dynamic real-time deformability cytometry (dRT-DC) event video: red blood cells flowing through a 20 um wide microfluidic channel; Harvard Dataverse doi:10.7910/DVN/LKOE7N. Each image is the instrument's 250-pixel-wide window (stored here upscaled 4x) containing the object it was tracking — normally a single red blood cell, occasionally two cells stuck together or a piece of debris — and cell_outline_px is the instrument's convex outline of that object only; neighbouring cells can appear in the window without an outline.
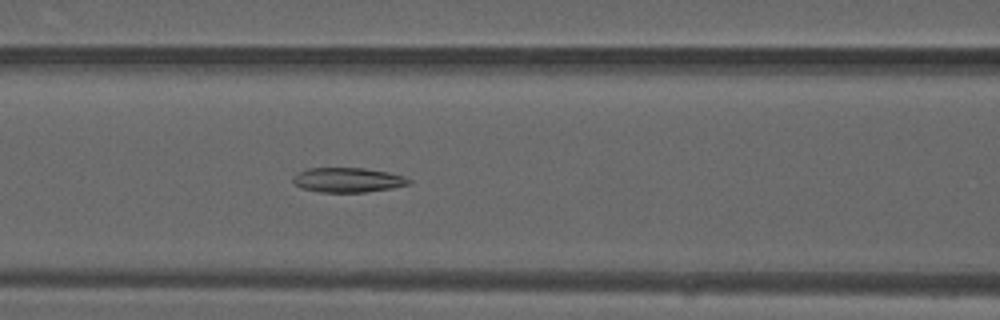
{"species": "common noctule bat (a hibernating species)", "species_latin": "Nyctalus noctula", "temperature_condition": "warm", "stored_images_in_passage": 48, "camera_frame_rate_fps": 3000, "um_per_image_px": 0.085, "animal": {"sex": "male", "forearm_length_mm": 52.5}, "frame": {"image": 1, "passage_image": 20, "time_ms": 6.333, "image_size_px": [1000, 320], "cell_outline_px": [[412, 184], [392, 188], [364, 192], [320, 192], [304, 188], [296, 184], [292, 180], [292, 176], [296, 172], [308, 168], [364, 168], [388, 172], [404, 176], [412, 180]], "centroid_in_image_um": [29.58, 15.29], "position_along_channel_um": 137.0, "area_um2": 16.7}}
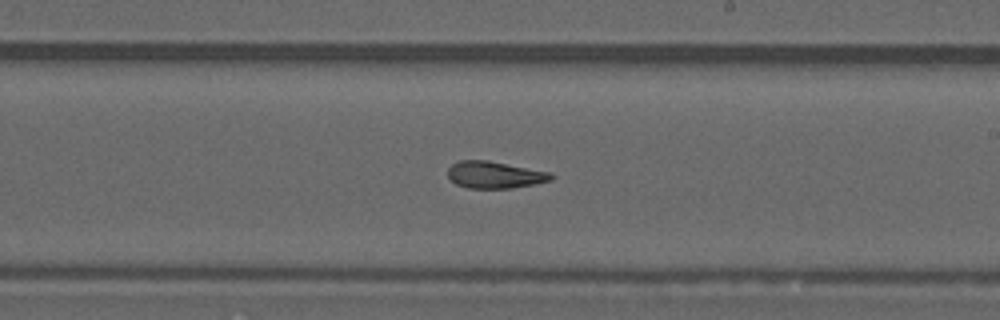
{"frame": {"image": 2, "passage_image": 28, "time_ms": 9.0, "image_size_px": [1000, 320], "cell_outline_px": [[556, 176], [552, 180], [512, 188], [468, 188], [456, 184], [448, 176], [448, 168], [452, 164], [460, 160], [488, 160], [552, 172]], "centroid_in_image_um": [42.08, 14.85], "position_along_channel_um": 246.9, "area_um2": 16.3}}
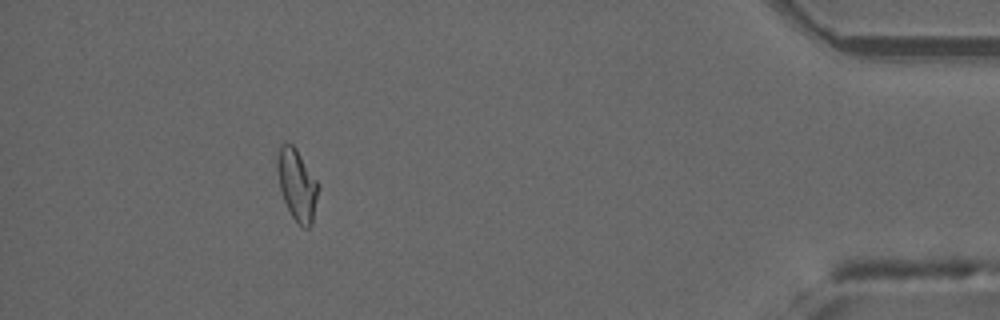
{"frame": {"image": 3, "passage_image": 44, "time_ms": 14.333, "image_size_px": [1000, 320], "cell_outline_px": [[320, 184], [312, 224], [308, 228], [304, 228], [292, 216], [284, 200], [280, 188], [276, 168], [276, 156], [280, 144], [292, 144], [296, 148]], "centroid_in_image_um": [25.25, 15.68], "position_along_channel_um": 409.9, "area_um2": 17.11}, "authors_computed_cell_mechanics": {"area_um2": 16.9932, "velocity_mm_per_s": 4.1347, "shape_relaxation_time_tau1_ms": null, "shape_relaxation_time_tau2_ms": 3.7974, "deformation_change_tau1": null, "deformation_change_tau2": 0.1107}}